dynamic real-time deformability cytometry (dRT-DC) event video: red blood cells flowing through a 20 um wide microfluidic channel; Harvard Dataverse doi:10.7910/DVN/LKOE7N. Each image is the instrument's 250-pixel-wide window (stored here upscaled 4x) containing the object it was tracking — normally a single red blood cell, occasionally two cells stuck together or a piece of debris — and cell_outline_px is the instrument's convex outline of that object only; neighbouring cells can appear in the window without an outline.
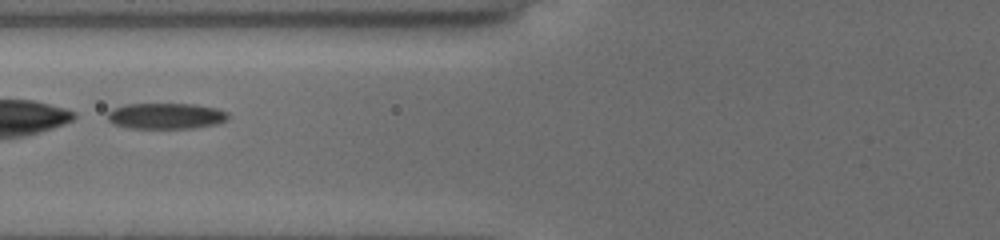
{"species": "common noctule bat (a hibernating species)", "species_latin": "Nyctalus noctula", "temperature_condition": "cold", "stored_images_in_passage": 33, "camera_frame_rate_fps": 3000, "um_per_image_px": 0.085, "animal": {"sex": "female", "body_mass_g": 19.5, "forearm_length_mm": 54.1}, "frame": {"image": 1, "passage_image": 6, "time_ms": 1.667, "image_size_px": [1000, 240], "cell_outline_px": [[228, 120], [216, 124], [192, 128], [132, 128], [116, 124], [108, 120], [108, 112], [116, 108], [128, 104], [196, 104], [216, 108], [228, 112]], "centroid_in_image_um": [14.16, 9.85], "position_along_channel_um": 111.6, "area_um2": 18.03}}
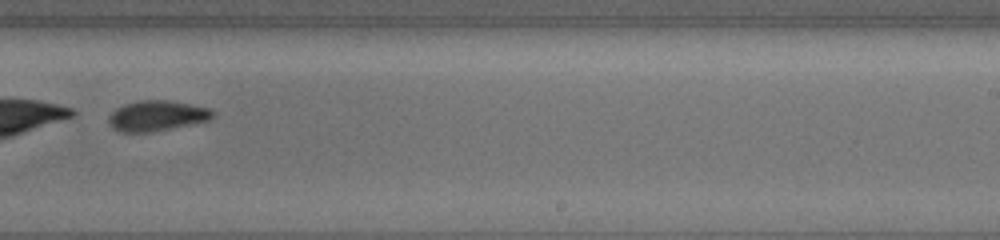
{"frame": {"image": 2, "passage_image": 19, "time_ms": 6.0, "image_size_px": [1000, 240], "cell_outline_px": [[216, 112], [208, 120], [148, 132], [120, 132], [112, 128], [108, 124], [108, 116], [116, 108], [124, 104], [136, 100], [168, 100], [192, 104], [208, 108]], "centroid_in_image_um": [13.27, 9.82], "position_along_channel_um": 275.7, "area_um2": 18.32}, "authors_computed_cell_mechanics": {"area_um2": 18.6116, "velocity_mm_per_s": 3.7863, "shape_relaxation_time_tau1_ms": 3.0184, "shape_relaxation_time_tau2_ms": 1.7727, "deformation_change_tau1": 0.1175, "deformation_change_tau2": 0.0703}}